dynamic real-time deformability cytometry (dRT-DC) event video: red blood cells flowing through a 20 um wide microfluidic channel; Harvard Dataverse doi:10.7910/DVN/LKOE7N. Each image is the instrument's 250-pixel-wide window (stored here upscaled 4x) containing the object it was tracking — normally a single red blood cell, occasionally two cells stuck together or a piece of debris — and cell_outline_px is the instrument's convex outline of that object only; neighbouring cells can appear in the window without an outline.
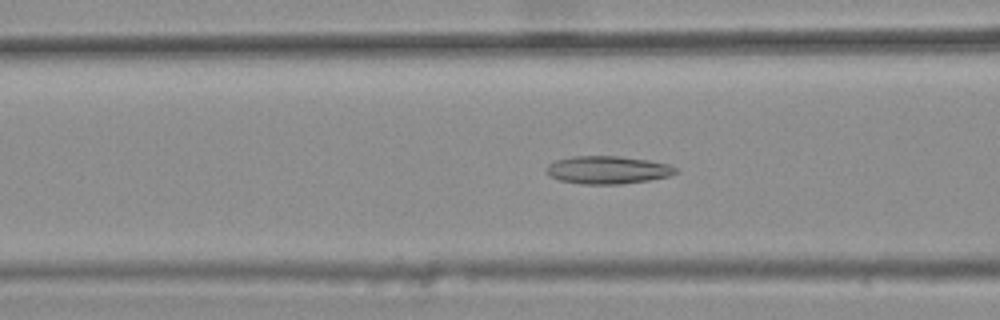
{"species": "common noctule bat (a hibernating species)", "species_latin": "Nyctalus noctula", "temperature_condition": "warm", "stored_images_in_passage": 48, "camera_frame_rate_fps": 3000, "um_per_image_px": 0.085, "animal": {"sex": "female", "body_mass_g": 25.1}, "frame": {"image": 1, "passage_image": 21, "time_ms": 6.667, "image_size_px": [1000, 320], "cell_outline_px": [[676, 172], [668, 176], [648, 180], [620, 184], [580, 184], [560, 180], [552, 176], [548, 172], [548, 164], [556, 160], [572, 156], [620, 156], [648, 160], [668, 164], [676, 168]], "centroid_in_image_um": [51.65, 14.44], "position_along_channel_um": 114.9, "area_um2": 20.69}}
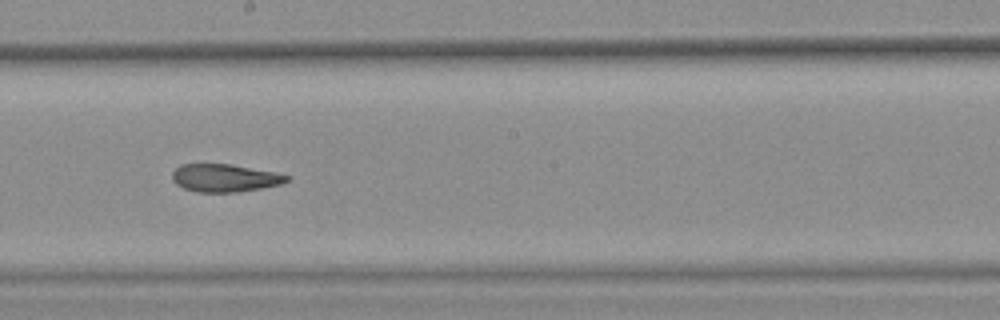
{"frame": {"image": 2, "passage_image": 30, "time_ms": 9.667, "image_size_px": [1000, 320], "cell_outline_px": [[288, 180], [280, 184], [260, 188], [236, 192], [196, 192], [184, 188], [176, 184], [172, 180], [172, 172], [180, 164], [232, 164], [276, 172], [288, 176]], "centroid_in_image_um": [19.06, 15.12], "position_along_channel_um": 229.1, "area_um2": 18.5}}
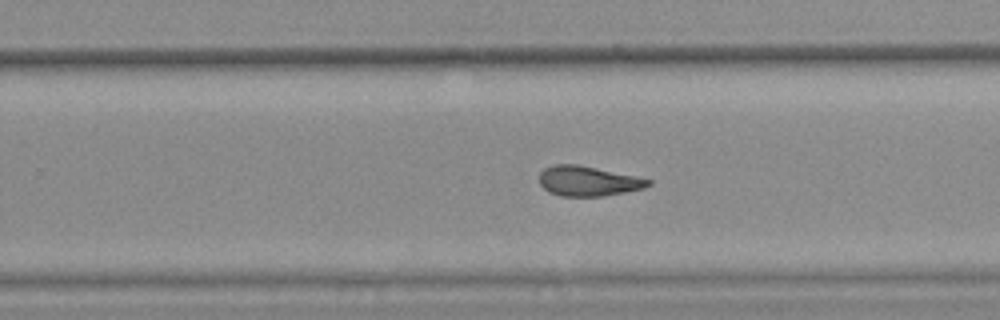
{"frame": {"image": 3, "passage_image": 34, "time_ms": 11.0, "image_size_px": [1000, 320], "cell_outline_px": [[652, 184], [644, 188], [604, 196], [560, 196], [548, 192], [540, 184], [540, 172], [544, 168], [552, 164], [576, 164], [636, 176], [652, 180]], "centroid_in_image_um": [49.97, 15.39], "position_along_channel_um": 279.8, "area_um2": 19.02}, "authors_computed_cell_mechanics": {"area_um2": 19.9699, "velocity_mm_per_s": 3.8071, "shape_relaxation_time_tau1_ms": null, "shape_relaxation_time_tau2_ms": 4.3374, "deformation_change_tau1": null, "deformation_change_tau2": 0.118}}